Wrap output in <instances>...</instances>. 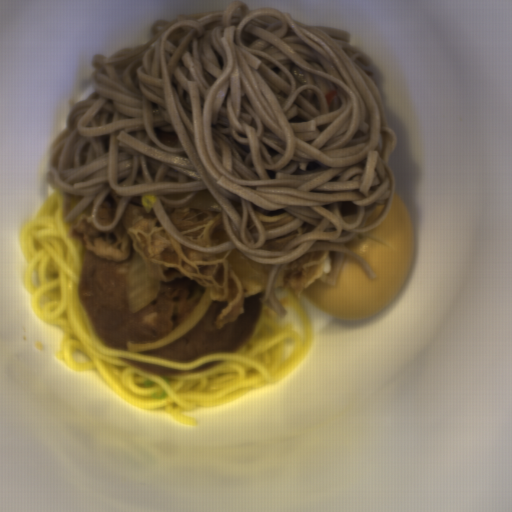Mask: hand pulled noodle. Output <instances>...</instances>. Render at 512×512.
I'll return each mask as SVG.
<instances>
[{"instance_id":"obj_1","label":"hand pulled noodle","mask_w":512,"mask_h":512,"mask_svg":"<svg viewBox=\"0 0 512 512\" xmlns=\"http://www.w3.org/2000/svg\"><path fill=\"white\" fill-rule=\"evenodd\" d=\"M65 194L59 187L20 231L24 287L37 319L63 333L57 361L73 373L96 371L121 400L150 412H165L196 427L190 409H209L238 400L250 392L285 380L307 357L312 334L301 303L292 295L279 298L295 309L304 330L284 322L270 299L262 303L259 321L236 350L171 360L107 346L79 297L83 245L64 220ZM188 370L207 362L212 368L184 375L146 373L121 359Z\"/></svg>"}]
</instances>
